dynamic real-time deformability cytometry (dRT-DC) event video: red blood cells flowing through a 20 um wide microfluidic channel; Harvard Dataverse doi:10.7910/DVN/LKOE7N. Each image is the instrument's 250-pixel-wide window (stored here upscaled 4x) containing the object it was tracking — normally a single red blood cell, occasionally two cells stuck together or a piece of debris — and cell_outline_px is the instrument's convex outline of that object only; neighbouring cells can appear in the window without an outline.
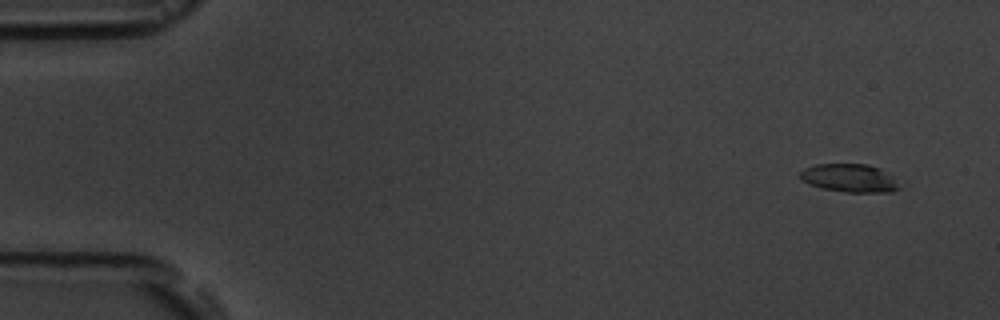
{"species": "common noctule bat (a hibernating species)", "species_latin": "Nyctalus noctula", "temperature_condition": "room temperature", "stored_images_in_passage": 5, "camera_frame_rate_fps": 3000, "um_per_image_px": 0.085, "animal": {"sex": "male", "body_mass_g": 19.5, "forearm_length_mm": 54.6}, "frame": {"image": 1, "passage_image": 1, "time_ms": 0.0, "image_size_px": [1000, 320], "cell_outline_px": [[900, 188], [892, 192], [844, 192], [820, 188], [808, 184], [800, 180], [800, 172], [804, 168], [816, 164], [868, 164], [880, 168], [888, 172], [900, 184]], "centroid_in_image_um": [72.21, 15.14], "position_along_channel_um": 12.8, "area_um2": 16.59}}
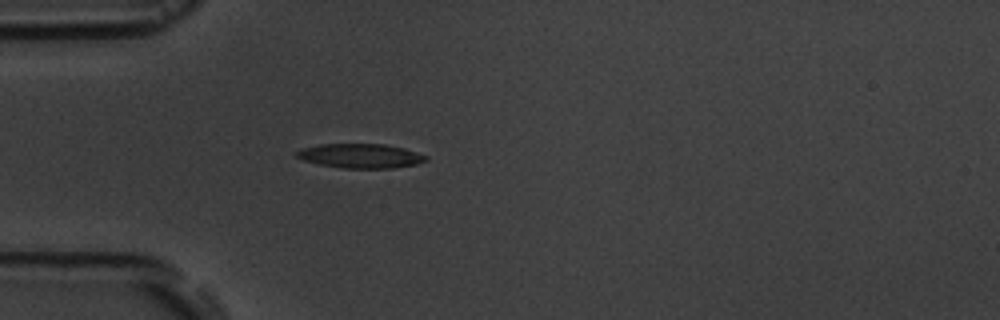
{"frame": {"image": 2, "passage_image": 5, "time_ms": 4.333, "image_size_px": [1000, 320], "cell_outline_px": [[428, 160], [416, 164], [392, 168], [340, 168], [320, 164], [304, 160], [296, 156], [296, 152], [300, 148], [320, 144], [384, 144], [404, 148], [428, 156]], "centroid_in_image_um": [30.65, 13.24], "position_along_channel_um": 54.4, "area_um2": 18.32}}